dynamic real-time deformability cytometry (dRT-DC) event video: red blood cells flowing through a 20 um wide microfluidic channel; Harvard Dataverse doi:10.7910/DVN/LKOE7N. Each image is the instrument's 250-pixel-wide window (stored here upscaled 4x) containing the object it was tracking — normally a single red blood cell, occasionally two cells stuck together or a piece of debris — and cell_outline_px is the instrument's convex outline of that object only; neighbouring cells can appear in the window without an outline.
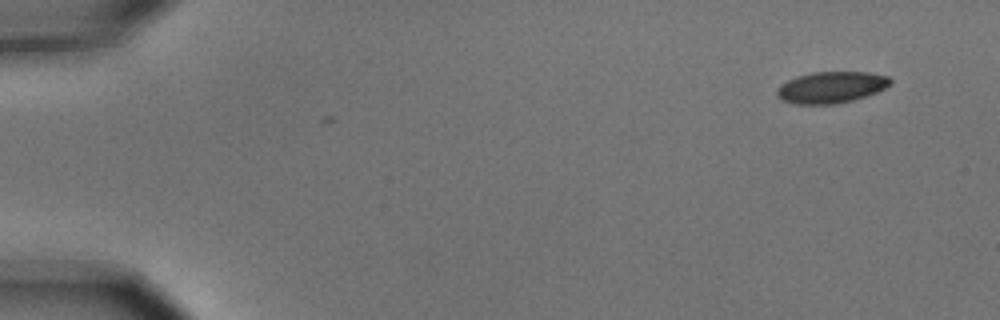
{"species": "common noctule bat (a hibernating species)", "species_latin": "Nyctalus noctula", "temperature_condition": "cold", "stored_images_in_passage": 7, "camera_frame_rate_fps": 3000, "um_per_image_px": 0.085, "animal": {"sex": "male", "body_mass_g": 15.6}, "frame": {"image": 1, "passage_image": 1, "time_ms": 0.0, "image_size_px": [1000, 320], "cell_outline_px": [[892, 84], [876, 92], [852, 100], [836, 104], [796, 104], [780, 100], [776, 96], [776, 92], [780, 84], [796, 76], [812, 72], [868, 72], [888, 76], [892, 80]], "centroid_in_image_um": [70.62, 7.42], "position_along_channel_um": 14.4, "area_um2": 20.87}}
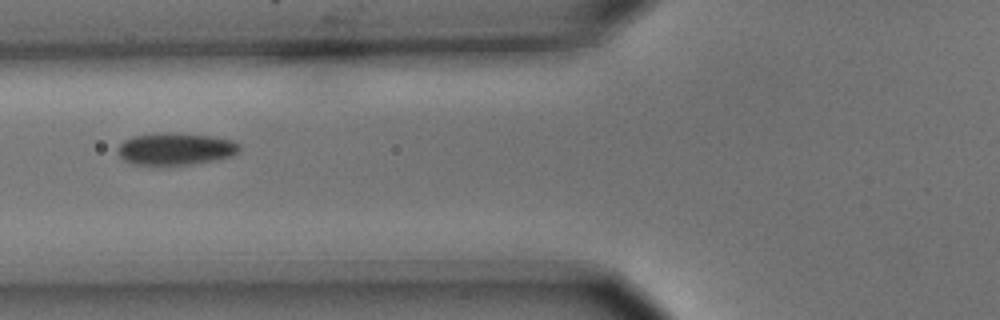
{"frame": {"image": 2, "passage_image": 6, "time_ms": 1.667, "image_size_px": [1000, 320], "cell_outline_px": [[240, 148], [232, 156], [216, 160], [192, 164], [132, 164], [124, 160], [116, 152], [116, 148], [124, 140], [132, 136], [160, 132], [180, 132], [212, 136], [232, 140], [240, 144]], "centroid_in_image_um": [14.9, 12.63], "position_along_channel_um": 110.9, "area_um2": 23.0}}
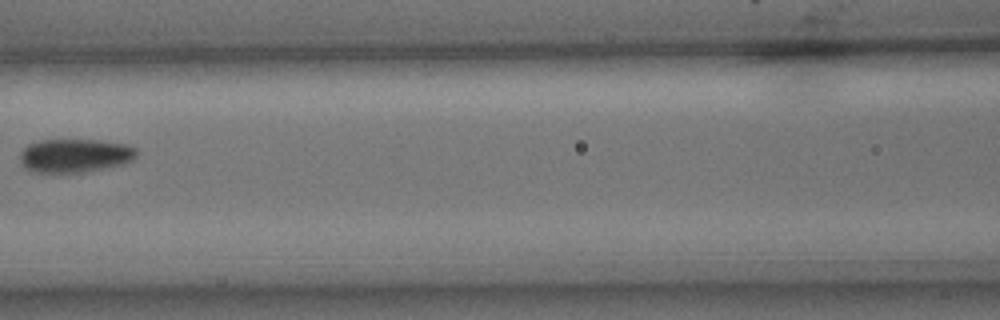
{"frame": {"image": 3, "passage_image": 7, "time_ms": 2.0, "image_size_px": [1000, 320], "cell_outline_px": [[136, 156], [132, 160], [124, 164], [84, 172], [60, 176], [36, 172], [28, 168], [20, 160], [20, 152], [28, 144], [40, 140], [100, 140], [128, 144], [136, 148]], "centroid_in_image_um": [6.36, 13.25], "position_along_channel_um": 160.2, "area_um2": 23.41}}